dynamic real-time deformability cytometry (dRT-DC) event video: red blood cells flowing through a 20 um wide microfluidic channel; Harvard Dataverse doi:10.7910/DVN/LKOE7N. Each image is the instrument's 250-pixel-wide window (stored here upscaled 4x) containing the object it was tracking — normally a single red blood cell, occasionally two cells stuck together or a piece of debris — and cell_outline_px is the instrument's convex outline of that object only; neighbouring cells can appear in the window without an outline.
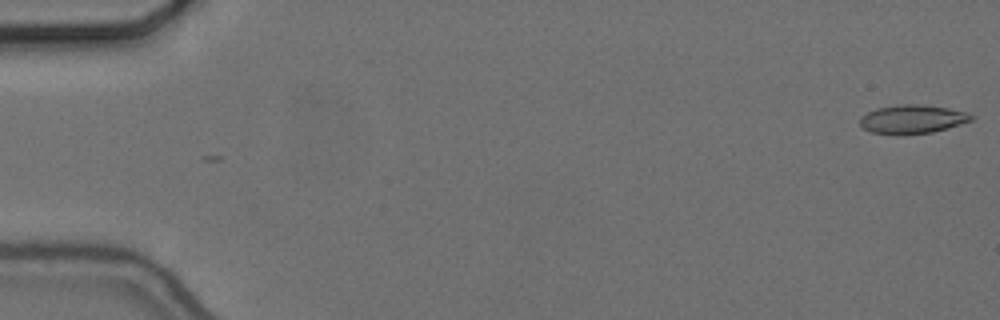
{"species": "common noctule bat (a hibernating species)", "species_latin": "Nyctalus noctula", "temperature_condition": "cold", "stored_images_in_passage": 51, "camera_frame_rate_fps": 3000, "um_per_image_px": 0.085, "animal": {"sex": "female", "body_mass_g": 24.6, "forearm_length_mm": 56.2}, "frame": {"image": 1, "passage_image": 1, "time_ms": 0.0, "image_size_px": [1000, 320], "cell_outline_px": [[976, 116], [972, 120], [948, 128], [932, 132], [896, 136], [872, 132], [864, 128], [860, 124], [860, 116], [876, 108], [896, 104], [916, 104], [948, 108], [964, 112]], "centroid_in_image_um": [77.52, 10.14], "position_along_channel_um": 7.5, "area_um2": 18.79}}
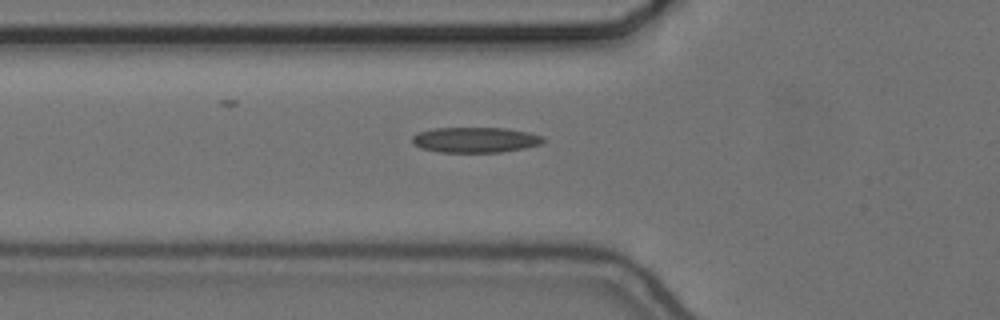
{"frame": {"image": 2, "passage_image": 20, "time_ms": 6.333, "image_size_px": [1000, 320], "cell_outline_px": [[544, 144], [524, 148], [500, 152], [436, 152], [420, 148], [412, 144], [412, 136], [416, 132], [432, 128], [508, 128], [528, 132], [544, 136]], "centroid_in_image_um": [40.38, 11.88], "position_along_channel_um": 85.4, "area_um2": 19.71}}
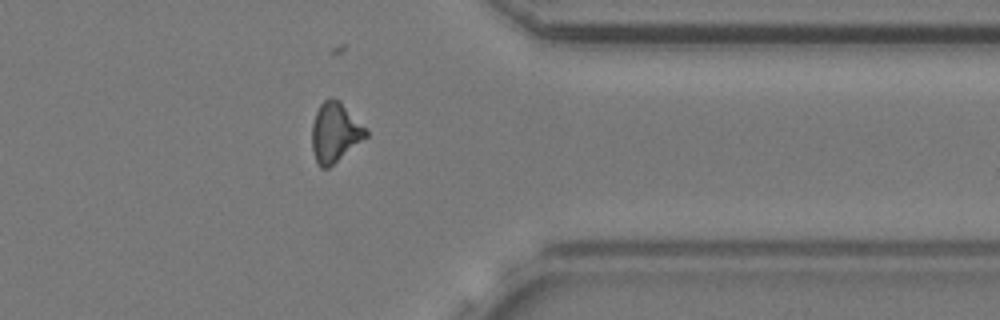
{"frame": {"image": 3, "passage_image": 45, "time_ms": 14.667, "image_size_px": [1000, 320], "cell_outline_px": [[368, 136], [328, 168], [320, 168], [316, 164], [312, 148], [312, 124], [316, 112], [320, 104], [324, 100], [332, 96], [340, 100], [368, 128]], "centroid_in_image_um": [28.49, 11.23], "position_along_channel_um": 382.9, "area_um2": 19.07}}